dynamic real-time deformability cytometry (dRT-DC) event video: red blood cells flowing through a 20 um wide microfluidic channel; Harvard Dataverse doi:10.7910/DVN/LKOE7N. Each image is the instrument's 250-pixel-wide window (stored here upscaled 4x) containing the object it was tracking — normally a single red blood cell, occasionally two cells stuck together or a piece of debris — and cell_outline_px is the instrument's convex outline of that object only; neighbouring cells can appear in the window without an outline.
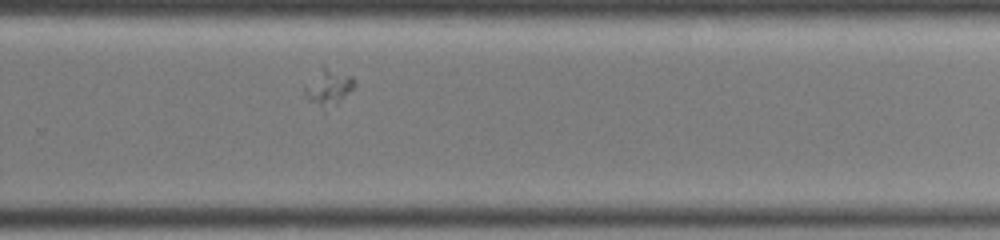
{"species": "common noctule bat (a hibernating species)", "species_latin": "Nyctalus noctula", "temperature_condition": "warm", "stored_images_in_passage": 18, "camera_frame_rate_fps": 3000, "um_per_image_px": 0.085, "animal": {"sex": "female", "body_mass_g": 19.0, "forearm_length_mm": 51.5}, "frame": {"image": 1, "passage_image": 16, "time_ms": 5.0, "image_size_px": [1000, 240], "cell_outline_px": [[352, 88], [336, 104], [324, 112], [308, 100], [304, 96], [304, 88], [320, 64], [324, 64], [352, 76]], "centroid_in_image_um": [27.83, 7.4], "position_along_channel_um": 302.0, "area_um2": 10.75}}